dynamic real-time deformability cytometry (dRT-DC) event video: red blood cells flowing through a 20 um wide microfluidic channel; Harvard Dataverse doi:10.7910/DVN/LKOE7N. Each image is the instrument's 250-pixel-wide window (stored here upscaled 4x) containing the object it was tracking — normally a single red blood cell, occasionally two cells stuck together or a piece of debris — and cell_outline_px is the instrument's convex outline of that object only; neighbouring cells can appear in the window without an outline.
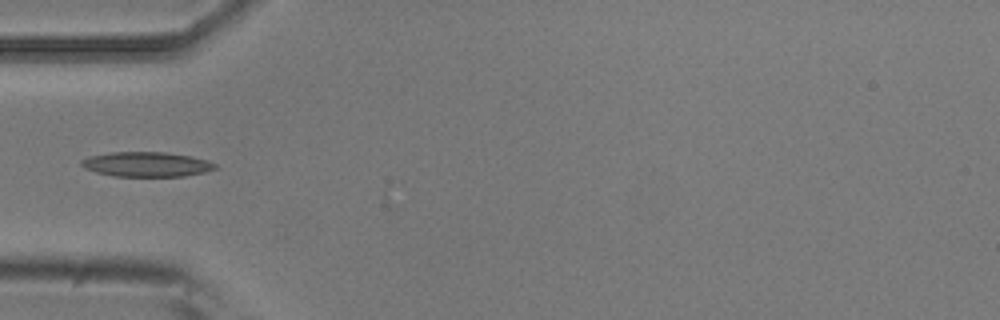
{"species": "common noctule bat (a hibernating species)", "species_latin": "Nyctalus noctula", "temperature_condition": "room temperature", "stored_images_in_passage": 3, "camera_frame_rate_fps": 3000, "um_per_image_px": 0.085, "animal": {"sex": "male", "body_mass_g": 20.5, "forearm_length_mm": 52.5}, "frame": {"image": 1, "passage_image": 2, "time_ms": 1.333, "image_size_px": [1000, 320], "cell_outline_px": [[216, 168], [204, 172], [184, 176], [112, 176], [96, 172], [84, 168], [80, 164], [80, 160], [88, 156], [112, 152], [168, 152], [192, 156], [208, 160], [216, 164]], "centroid_in_image_um": [12.44, 13.96], "position_along_channel_um": 72.6, "area_um2": 19.42}}
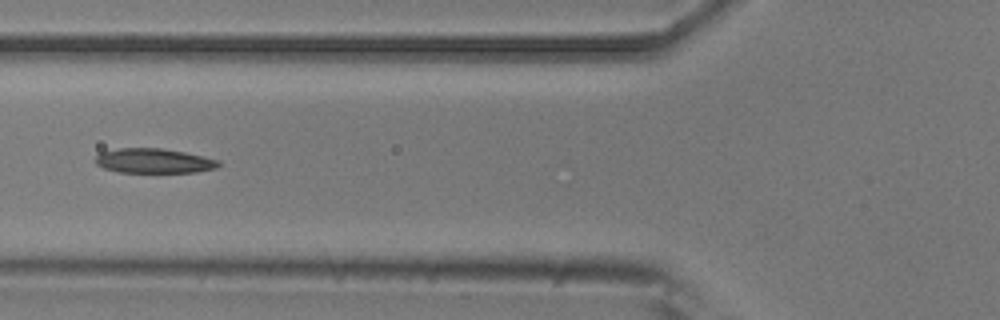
{"frame": {"image": 2, "passage_image": 3, "time_ms": 2.333, "image_size_px": [1000, 320], "cell_outline_px": [[220, 164], [216, 168], [196, 172], [120, 172], [104, 168], [96, 164], [96, 156], [100, 152], [120, 148], [160, 148], [184, 152], [220, 160]], "centroid_in_image_um": [13.08, 13.67], "position_along_channel_um": 112.7, "area_um2": 17.57}}